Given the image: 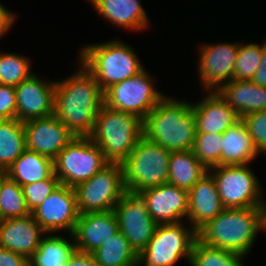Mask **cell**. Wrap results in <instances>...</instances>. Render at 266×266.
<instances>
[{
  "instance_id": "1",
  "label": "cell",
  "mask_w": 266,
  "mask_h": 266,
  "mask_svg": "<svg viewBox=\"0 0 266 266\" xmlns=\"http://www.w3.org/2000/svg\"><path fill=\"white\" fill-rule=\"evenodd\" d=\"M79 67L68 78L55 81L54 115L74 136L83 137L90 136L94 129L104 92L81 63Z\"/></svg>"
},
{
  "instance_id": "2",
  "label": "cell",
  "mask_w": 266,
  "mask_h": 266,
  "mask_svg": "<svg viewBox=\"0 0 266 266\" xmlns=\"http://www.w3.org/2000/svg\"><path fill=\"white\" fill-rule=\"evenodd\" d=\"M196 119L191 102L166 97L143 119V136L169 151L192 150Z\"/></svg>"
},
{
  "instance_id": "3",
  "label": "cell",
  "mask_w": 266,
  "mask_h": 266,
  "mask_svg": "<svg viewBox=\"0 0 266 266\" xmlns=\"http://www.w3.org/2000/svg\"><path fill=\"white\" fill-rule=\"evenodd\" d=\"M261 230L263 208H225L197 231V238L206 245L245 256Z\"/></svg>"
},
{
  "instance_id": "4",
  "label": "cell",
  "mask_w": 266,
  "mask_h": 266,
  "mask_svg": "<svg viewBox=\"0 0 266 266\" xmlns=\"http://www.w3.org/2000/svg\"><path fill=\"white\" fill-rule=\"evenodd\" d=\"M135 51L121 41H108L81 48L79 62L105 92L112 85L141 72L144 67Z\"/></svg>"
},
{
  "instance_id": "5",
  "label": "cell",
  "mask_w": 266,
  "mask_h": 266,
  "mask_svg": "<svg viewBox=\"0 0 266 266\" xmlns=\"http://www.w3.org/2000/svg\"><path fill=\"white\" fill-rule=\"evenodd\" d=\"M142 136L143 120L103 104L89 137L100 147L108 162L122 163Z\"/></svg>"
},
{
  "instance_id": "6",
  "label": "cell",
  "mask_w": 266,
  "mask_h": 266,
  "mask_svg": "<svg viewBox=\"0 0 266 266\" xmlns=\"http://www.w3.org/2000/svg\"><path fill=\"white\" fill-rule=\"evenodd\" d=\"M171 151L142 136L121 163L125 190L139 193L168 183Z\"/></svg>"
},
{
  "instance_id": "7",
  "label": "cell",
  "mask_w": 266,
  "mask_h": 266,
  "mask_svg": "<svg viewBox=\"0 0 266 266\" xmlns=\"http://www.w3.org/2000/svg\"><path fill=\"white\" fill-rule=\"evenodd\" d=\"M215 179L224 208H263L259 179L248 164L217 165L208 169Z\"/></svg>"
},
{
  "instance_id": "8",
  "label": "cell",
  "mask_w": 266,
  "mask_h": 266,
  "mask_svg": "<svg viewBox=\"0 0 266 266\" xmlns=\"http://www.w3.org/2000/svg\"><path fill=\"white\" fill-rule=\"evenodd\" d=\"M108 163L100 147L89 136H75L54 159V174L60 184L74 188Z\"/></svg>"
},
{
  "instance_id": "9",
  "label": "cell",
  "mask_w": 266,
  "mask_h": 266,
  "mask_svg": "<svg viewBox=\"0 0 266 266\" xmlns=\"http://www.w3.org/2000/svg\"><path fill=\"white\" fill-rule=\"evenodd\" d=\"M182 222L157 225L146 248L138 255V266H174L183 257L190 262L197 231Z\"/></svg>"
},
{
  "instance_id": "10",
  "label": "cell",
  "mask_w": 266,
  "mask_h": 266,
  "mask_svg": "<svg viewBox=\"0 0 266 266\" xmlns=\"http://www.w3.org/2000/svg\"><path fill=\"white\" fill-rule=\"evenodd\" d=\"M77 208L80 214L107 212L126 191L121 163H108L92 178L74 187Z\"/></svg>"
},
{
  "instance_id": "11",
  "label": "cell",
  "mask_w": 266,
  "mask_h": 266,
  "mask_svg": "<svg viewBox=\"0 0 266 266\" xmlns=\"http://www.w3.org/2000/svg\"><path fill=\"white\" fill-rule=\"evenodd\" d=\"M153 78L143 69L124 81L112 85L104 92V104L127 112L143 120L164 97L155 89Z\"/></svg>"
},
{
  "instance_id": "12",
  "label": "cell",
  "mask_w": 266,
  "mask_h": 266,
  "mask_svg": "<svg viewBox=\"0 0 266 266\" xmlns=\"http://www.w3.org/2000/svg\"><path fill=\"white\" fill-rule=\"evenodd\" d=\"M119 231L139 255L147 246L157 227L144 198L139 193L125 191L114 207Z\"/></svg>"
},
{
  "instance_id": "13",
  "label": "cell",
  "mask_w": 266,
  "mask_h": 266,
  "mask_svg": "<svg viewBox=\"0 0 266 266\" xmlns=\"http://www.w3.org/2000/svg\"><path fill=\"white\" fill-rule=\"evenodd\" d=\"M31 214L46 234H72L80 214L74 188L60 184Z\"/></svg>"
},
{
  "instance_id": "14",
  "label": "cell",
  "mask_w": 266,
  "mask_h": 266,
  "mask_svg": "<svg viewBox=\"0 0 266 266\" xmlns=\"http://www.w3.org/2000/svg\"><path fill=\"white\" fill-rule=\"evenodd\" d=\"M239 43H214L201 46L198 74L206 91H218L233 80Z\"/></svg>"
},
{
  "instance_id": "15",
  "label": "cell",
  "mask_w": 266,
  "mask_h": 266,
  "mask_svg": "<svg viewBox=\"0 0 266 266\" xmlns=\"http://www.w3.org/2000/svg\"><path fill=\"white\" fill-rule=\"evenodd\" d=\"M139 194L144 198L147 210L157 225L173 224L187 218L189 210L188 191L172 185L149 187Z\"/></svg>"
},
{
  "instance_id": "16",
  "label": "cell",
  "mask_w": 266,
  "mask_h": 266,
  "mask_svg": "<svg viewBox=\"0 0 266 266\" xmlns=\"http://www.w3.org/2000/svg\"><path fill=\"white\" fill-rule=\"evenodd\" d=\"M26 149L55 159L75 137L54 115L23 122Z\"/></svg>"
},
{
  "instance_id": "17",
  "label": "cell",
  "mask_w": 266,
  "mask_h": 266,
  "mask_svg": "<svg viewBox=\"0 0 266 266\" xmlns=\"http://www.w3.org/2000/svg\"><path fill=\"white\" fill-rule=\"evenodd\" d=\"M54 81H44L36 74L15 86L16 119L20 122L54 114Z\"/></svg>"
},
{
  "instance_id": "18",
  "label": "cell",
  "mask_w": 266,
  "mask_h": 266,
  "mask_svg": "<svg viewBox=\"0 0 266 266\" xmlns=\"http://www.w3.org/2000/svg\"><path fill=\"white\" fill-rule=\"evenodd\" d=\"M119 232L114 210L79 214L72 233L78 251L92 253Z\"/></svg>"
},
{
  "instance_id": "19",
  "label": "cell",
  "mask_w": 266,
  "mask_h": 266,
  "mask_svg": "<svg viewBox=\"0 0 266 266\" xmlns=\"http://www.w3.org/2000/svg\"><path fill=\"white\" fill-rule=\"evenodd\" d=\"M46 233L32 214L0 220V247L30 260Z\"/></svg>"
},
{
  "instance_id": "20",
  "label": "cell",
  "mask_w": 266,
  "mask_h": 266,
  "mask_svg": "<svg viewBox=\"0 0 266 266\" xmlns=\"http://www.w3.org/2000/svg\"><path fill=\"white\" fill-rule=\"evenodd\" d=\"M191 108L196 119V133L223 134L238 123L240 116L229 107L217 91H209L203 100Z\"/></svg>"
},
{
  "instance_id": "21",
  "label": "cell",
  "mask_w": 266,
  "mask_h": 266,
  "mask_svg": "<svg viewBox=\"0 0 266 266\" xmlns=\"http://www.w3.org/2000/svg\"><path fill=\"white\" fill-rule=\"evenodd\" d=\"M188 198L189 210L186 219H189L190 226L196 231L225 209L215 179L209 172L188 191Z\"/></svg>"
},
{
  "instance_id": "22",
  "label": "cell",
  "mask_w": 266,
  "mask_h": 266,
  "mask_svg": "<svg viewBox=\"0 0 266 266\" xmlns=\"http://www.w3.org/2000/svg\"><path fill=\"white\" fill-rule=\"evenodd\" d=\"M101 17L127 30L143 31L149 19L139 0H89Z\"/></svg>"
},
{
  "instance_id": "23",
  "label": "cell",
  "mask_w": 266,
  "mask_h": 266,
  "mask_svg": "<svg viewBox=\"0 0 266 266\" xmlns=\"http://www.w3.org/2000/svg\"><path fill=\"white\" fill-rule=\"evenodd\" d=\"M217 92L240 118L266 110V87L258 86L252 80L233 79Z\"/></svg>"
},
{
  "instance_id": "24",
  "label": "cell",
  "mask_w": 266,
  "mask_h": 266,
  "mask_svg": "<svg viewBox=\"0 0 266 266\" xmlns=\"http://www.w3.org/2000/svg\"><path fill=\"white\" fill-rule=\"evenodd\" d=\"M259 154L242 120L221 135V165H246Z\"/></svg>"
},
{
  "instance_id": "25",
  "label": "cell",
  "mask_w": 266,
  "mask_h": 266,
  "mask_svg": "<svg viewBox=\"0 0 266 266\" xmlns=\"http://www.w3.org/2000/svg\"><path fill=\"white\" fill-rule=\"evenodd\" d=\"M7 175L20 186L43 179H58L54 174L53 159L27 149L7 169Z\"/></svg>"
},
{
  "instance_id": "26",
  "label": "cell",
  "mask_w": 266,
  "mask_h": 266,
  "mask_svg": "<svg viewBox=\"0 0 266 266\" xmlns=\"http://www.w3.org/2000/svg\"><path fill=\"white\" fill-rule=\"evenodd\" d=\"M207 173L192 150L171 151L168 183L189 191Z\"/></svg>"
},
{
  "instance_id": "27",
  "label": "cell",
  "mask_w": 266,
  "mask_h": 266,
  "mask_svg": "<svg viewBox=\"0 0 266 266\" xmlns=\"http://www.w3.org/2000/svg\"><path fill=\"white\" fill-rule=\"evenodd\" d=\"M46 235L41 238L38 249L29 260V266H65L77 250L73 235L69 234L73 241L58 233Z\"/></svg>"
},
{
  "instance_id": "28",
  "label": "cell",
  "mask_w": 266,
  "mask_h": 266,
  "mask_svg": "<svg viewBox=\"0 0 266 266\" xmlns=\"http://www.w3.org/2000/svg\"><path fill=\"white\" fill-rule=\"evenodd\" d=\"M25 150L23 122L16 118L0 120V166L7 170Z\"/></svg>"
},
{
  "instance_id": "29",
  "label": "cell",
  "mask_w": 266,
  "mask_h": 266,
  "mask_svg": "<svg viewBox=\"0 0 266 266\" xmlns=\"http://www.w3.org/2000/svg\"><path fill=\"white\" fill-rule=\"evenodd\" d=\"M91 254L98 266H138V254L120 231Z\"/></svg>"
},
{
  "instance_id": "30",
  "label": "cell",
  "mask_w": 266,
  "mask_h": 266,
  "mask_svg": "<svg viewBox=\"0 0 266 266\" xmlns=\"http://www.w3.org/2000/svg\"><path fill=\"white\" fill-rule=\"evenodd\" d=\"M244 257L238 253L206 245L196 238L189 264L191 266H245L242 260Z\"/></svg>"
},
{
  "instance_id": "31",
  "label": "cell",
  "mask_w": 266,
  "mask_h": 266,
  "mask_svg": "<svg viewBox=\"0 0 266 266\" xmlns=\"http://www.w3.org/2000/svg\"><path fill=\"white\" fill-rule=\"evenodd\" d=\"M29 214L22 186L7 177L0 187V220Z\"/></svg>"
},
{
  "instance_id": "32",
  "label": "cell",
  "mask_w": 266,
  "mask_h": 266,
  "mask_svg": "<svg viewBox=\"0 0 266 266\" xmlns=\"http://www.w3.org/2000/svg\"><path fill=\"white\" fill-rule=\"evenodd\" d=\"M31 60L16 53L0 52V84L17 86L30 78Z\"/></svg>"
},
{
  "instance_id": "33",
  "label": "cell",
  "mask_w": 266,
  "mask_h": 266,
  "mask_svg": "<svg viewBox=\"0 0 266 266\" xmlns=\"http://www.w3.org/2000/svg\"><path fill=\"white\" fill-rule=\"evenodd\" d=\"M257 43H246V45L239 44V49L237 52V59L235 61V67L233 71V79L235 80H252L256 71L260 66V60L263 55V46Z\"/></svg>"
},
{
  "instance_id": "34",
  "label": "cell",
  "mask_w": 266,
  "mask_h": 266,
  "mask_svg": "<svg viewBox=\"0 0 266 266\" xmlns=\"http://www.w3.org/2000/svg\"><path fill=\"white\" fill-rule=\"evenodd\" d=\"M192 151L207 169L221 165V134L196 133Z\"/></svg>"
},
{
  "instance_id": "35",
  "label": "cell",
  "mask_w": 266,
  "mask_h": 266,
  "mask_svg": "<svg viewBox=\"0 0 266 266\" xmlns=\"http://www.w3.org/2000/svg\"><path fill=\"white\" fill-rule=\"evenodd\" d=\"M60 185L59 179H43L22 186L30 212L35 210Z\"/></svg>"
},
{
  "instance_id": "36",
  "label": "cell",
  "mask_w": 266,
  "mask_h": 266,
  "mask_svg": "<svg viewBox=\"0 0 266 266\" xmlns=\"http://www.w3.org/2000/svg\"><path fill=\"white\" fill-rule=\"evenodd\" d=\"M241 120L247 126L257 151L266 155V110L247 114Z\"/></svg>"
},
{
  "instance_id": "37",
  "label": "cell",
  "mask_w": 266,
  "mask_h": 266,
  "mask_svg": "<svg viewBox=\"0 0 266 266\" xmlns=\"http://www.w3.org/2000/svg\"><path fill=\"white\" fill-rule=\"evenodd\" d=\"M15 86L0 84V120L16 118Z\"/></svg>"
},
{
  "instance_id": "38",
  "label": "cell",
  "mask_w": 266,
  "mask_h": 266,
  "mask_svg": "<svg viewBox=\"0 0 266 266\" xmlns=\"http://www.w3.org/2000/svg\"><path fill=\"white\" fill-rule=\"evenodd\" d=\"M0 266H29V260L22 255L0 247Z\"/></svg>"
},
{
  "instance_id": "39",
  "label": "cell",
  "mask_w": 266,
  "mask_h": 266,
  "mask_svg": "<svg viewBox=\"0 0 266 266\" xmlns=\"http://www.w3.org/2000/svg\"><path fill=\"white\" fill-rule=\"evenodd\" d=\"M65 266H98L91 253L76 250Z\"/></svg>"
},
{
  "instance_id": "40",
  "label": "cell",
  "mask_w": 266,
  "mask_h": 266,
  "mask_svg": "<svg viewBox=\"0 0 266 266\" xmlns=\"http://www.w3.org/2000/svg\"><path fill=\"white\" fill-rule=\"evenodd\" d=\"M16 14L9 11L0 3V38L7 33L15 21Z\"/></svg>"
},
{
  "instance_id": "41",
  "label": "cell",
  "mask_w": 266,
  "mask_h": 266,
  "mask_svg": "<svg viewBox=\"0 0 266 266\" xmlns=\"http://www.w3.org/2000/svg\"><path fill=\"white\" fill-rule=\"evenodd\" d=\"M252 81L258 86L266 87V44L263 46V55L260 60V66Z\"/></svg>"
},
{
  "instance_id": "42",
  "label": "cell",
  "mask_w": 266,
  "mask_h": 266,
  "mask_svg": "<svg viewBox=\"0 0 266 266\" xmlns=\"http://www.w3.org/2000/svg\"><path fill=\"white\" fill-rule=\"evenodd\" d=\"M7 177V170L0 166V187Z\"/></svg>"
},
{
  "instance_id": "43",
  "label": "cell",
  "mask_w": 266,
  "mask_h": 266,
  "mask_svg": "<svg viewBox=\"0 0 266 266\" xmlns=\"http://www.w3.org/2000/svg\"><path fill=\"white\" fill-rule=\"evenodd\" d=\"M263 209H264V230H266V203H264Z\"/></svg>"
}]
</instances>
